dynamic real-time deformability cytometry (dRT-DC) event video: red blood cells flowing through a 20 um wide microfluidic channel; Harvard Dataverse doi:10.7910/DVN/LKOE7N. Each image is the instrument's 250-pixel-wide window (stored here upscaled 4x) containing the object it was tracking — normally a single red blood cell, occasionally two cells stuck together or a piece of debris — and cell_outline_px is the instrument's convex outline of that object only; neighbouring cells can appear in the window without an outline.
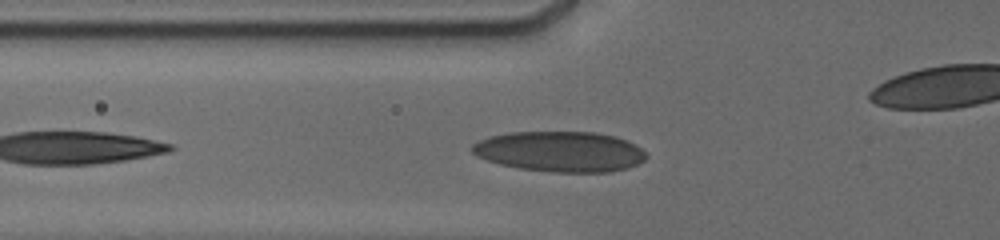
{"species": "human", "species_latin": "Homo sapiens", "temperature_condition": "cold", "stored_images_in_passage": 10, "camera_frame_rate_fps": 3000, "um_per_image_px": 0.085, "donor": {"sex": "male"}, "frame": {"image": 1, "passage_image": 6, "time_ms": 1.333, "image_size_px": [1000, 240], "cell_outline_px": [[648, 156], [644, 160], [628, 168], [608, 172], [552, 172], [520, 168], [500, 164], [476, 156], [468, 148], [472, 144], [480, 140], [492, 136], [512, 132], [592, 132], [616, 136], [640, 148]], "centroid_in_image_um": [47.58, 12.88], "position_along_channel_um": 78.2, "area_um2": 40.81}}